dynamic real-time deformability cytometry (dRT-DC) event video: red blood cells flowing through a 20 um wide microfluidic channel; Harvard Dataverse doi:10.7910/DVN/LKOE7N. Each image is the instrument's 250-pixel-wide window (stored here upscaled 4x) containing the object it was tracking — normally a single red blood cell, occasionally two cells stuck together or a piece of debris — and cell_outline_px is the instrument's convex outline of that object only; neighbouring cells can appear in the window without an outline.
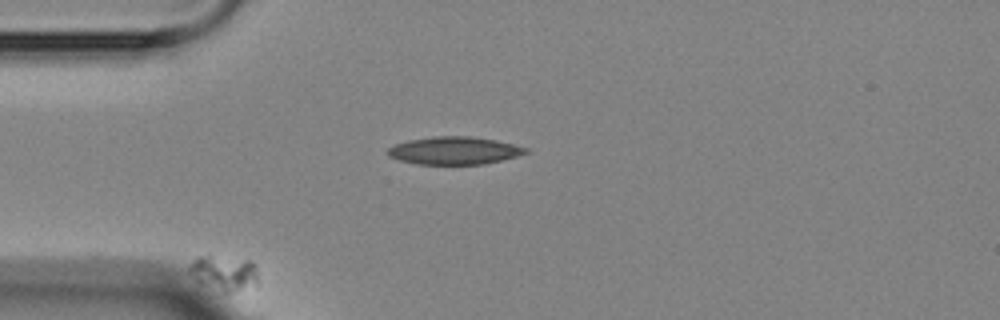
{"species": "Egyptian fruit bat (a non-hibernating species)", "species_latin": "Rousettus aegyptiacus", "temperature_condition": "room temperature", "stored_images_in_passage": 12, "camera_frame_rate_fps": 3000, "um_per_image_px": 0.085, "animal": {"sex": "female"}, "frame": {"image": 1, "passage_image": 1, "time_ms": 0.0, "image_size_px": [1000, 320], "cell_outline_px": [[260, 284], [228, 292], [224, 292], [200, 284], [188, 272], [188, 264], [200, 256], [208, 252], [252, 260], [256, 268]], "centroid_in_image_um": [19.03, 23.13], "position_along_channel_um": 66.0, "area_um2": 14.85}}
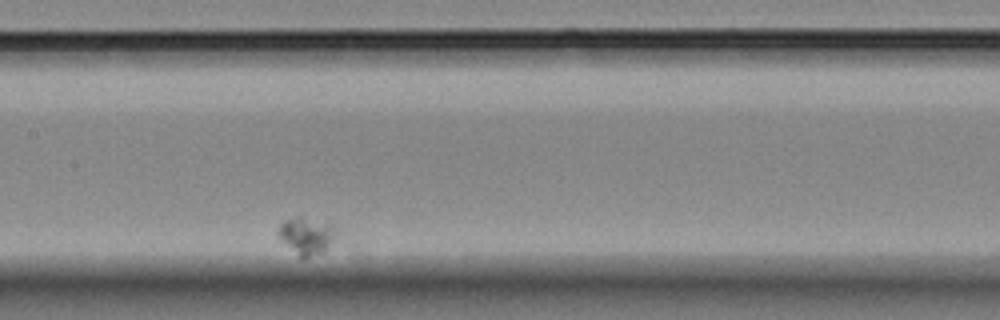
{"frame": {"image": 2, "passage_image": 6, "time_ms": 6.0, "image_size_px": [1000, 320], "cell_outline_px": [[340, 232], [320, 252], [308, 256], [300, 256], [276, 232], [280, 224], [284, 220], [300, 216], [332, 224]], "centroid_in_image_um": [26.08, 19.96], "position_along_channel_um": 181.3, "area_um2": 11.85}}